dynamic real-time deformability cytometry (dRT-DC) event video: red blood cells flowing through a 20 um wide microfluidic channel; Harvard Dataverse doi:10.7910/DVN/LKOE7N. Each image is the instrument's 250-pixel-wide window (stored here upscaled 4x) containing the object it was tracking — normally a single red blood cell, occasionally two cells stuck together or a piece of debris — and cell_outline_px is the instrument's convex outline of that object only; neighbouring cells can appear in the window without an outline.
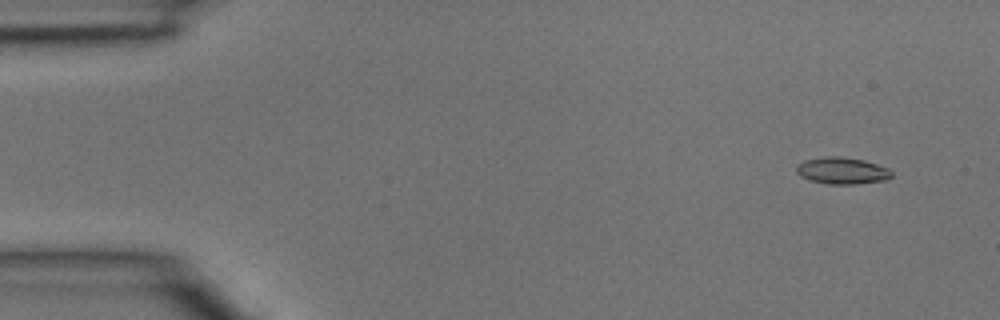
{"species": "common noctule bat (a hibernating species)", "species_latin": "Nyctalus noctula", "temperature_condition": "room temperature", "stored_images_in_passage": 4, "camera_frame_rate_fps": 3000, "um_per_image_px": 0.085, "animal": {"sex": "male", "body_mass_g": 15.6}, "frame": {"image": 1, "passage_image": 2, "time_ms": 0.333, "image_size_px": [1000, 320], "cell_outline_px": [[892, 176], [888, 180], [856, 184], [828, 184], [812, 180], [800, 176], [796, 172], [796, 168], [804, 160], [828, 156], [840, 156], [864, 160], [888, 168], [892, 172]], "centroid_in_image_um": [71.61, 14.51], "position_along_channel_um": 13.4, "area_um2": 14.8}}
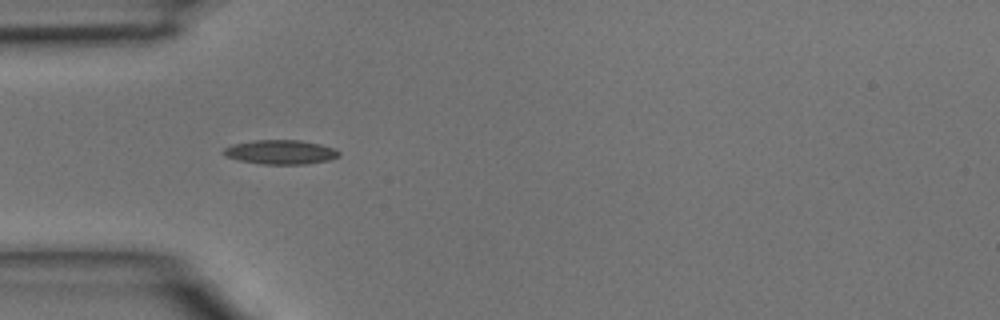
{"frame": {"image": 2, "passage_image": 4, "time_ms": 1.0, "image_size_px": [1000, 320], "cell_outline_px": [[340, 156], [328, 160], [308, 164], [260, 164], [240, 160], [224, 156], [224, 148], [232, 144], [252, 140], [300, 140], [320, 144], [332, 148], [340, 152]], "centroid_in_image_um": [23.84, 12.92], "position_along_channel_um": 61.2, "area_um2": 16.3}}